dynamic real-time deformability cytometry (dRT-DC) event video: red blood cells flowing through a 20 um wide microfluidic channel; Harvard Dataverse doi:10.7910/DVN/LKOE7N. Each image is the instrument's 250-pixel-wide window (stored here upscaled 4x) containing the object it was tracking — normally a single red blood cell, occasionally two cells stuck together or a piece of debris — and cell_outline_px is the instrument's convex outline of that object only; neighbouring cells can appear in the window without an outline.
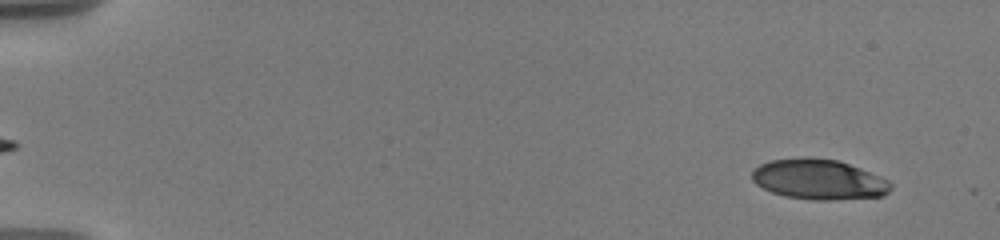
{"species": "human", "species_latin": "Homo sapiens", "temperature_condition": "warm", "stored_images_in_passage": 19, "camera_frame_rate_fps": 3000, "um_per_image_px": 0.085, "donor": {"sex": "male"}, "frame": {"image": 1, "passage_image": 1, "time_ms": 0.0, "image_size_px": [1000, 240], "cell_outline_px": [[892, 188], [884, 196], [832, 200], [812, 200], [784, 196], [772, 192], [756, 184], [752, 180], [752, 172], [760, 164], [772, 160], [804, 156], [836, 160], [860, 168], [888, 180], [892, 184]], "centroid_in_image_um": [69.6, 15.25], "position_along_channel_um": 15.4, "area_um2": 32.54}}
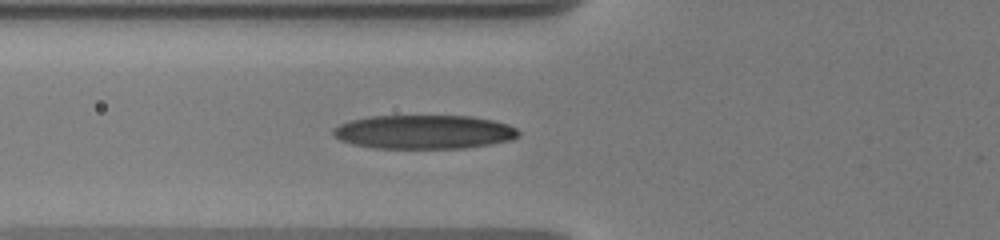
{"frame": {"image": 2, "passage_image": 17, "time_ms": 6.0, "image_size_px": [1000, 240], "cell_outline_px": [[520, 136], [512, 140], [492, 144], [464, 148], [376, 148], [352, 144], [340, 140], [332, 132], [332, 128], [340, 124], [352, 120], [372, 116], [472, 116], [492, 120], [508, 124], [516, 128], [520, 132]], "centroid_in_image_um": [36.08, 11.22], "position_along_channel_um": 89.7, "area_um2": 36.7}}
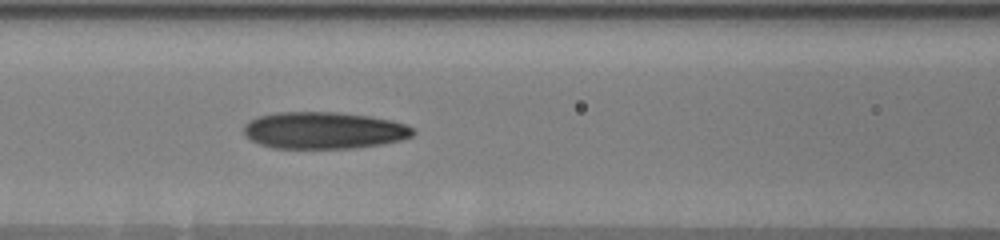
{"frame": {"image": 3, "passage_image": 19, "time_ms": 7.333, "image_size_px": [1000, 240], "cell_outline_px": [[416, 132], [412, 136], [400, 140], [380, 144], [352, 148], [272, 148], [260, 144], [252, 140], [244, 132], [244, 124], [256, 116], [276, 112], [336, 112], [368, 116], [392, 120], [404, 124], [412, 128]], "centroid_in_image_um": [27.51, 11.08], "position_along_channel_um": 139.1, "area_um2": 36.3}}